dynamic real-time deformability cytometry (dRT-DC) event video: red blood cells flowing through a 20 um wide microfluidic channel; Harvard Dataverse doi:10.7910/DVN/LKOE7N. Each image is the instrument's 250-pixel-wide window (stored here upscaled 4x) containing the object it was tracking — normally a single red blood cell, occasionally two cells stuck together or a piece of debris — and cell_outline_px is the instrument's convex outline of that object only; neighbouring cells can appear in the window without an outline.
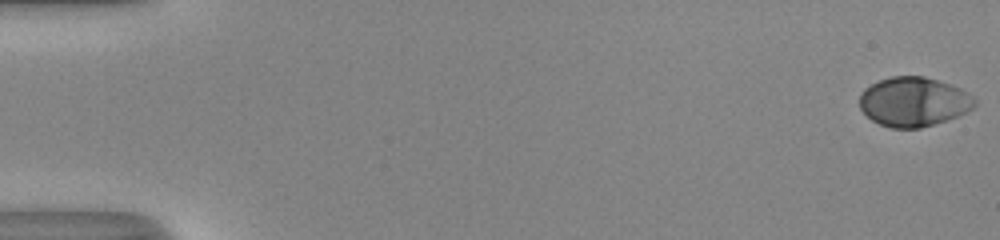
{"species": "human", "species_latin": "Homo sapiens", "temperature_condition": "room temperature", "stored_images_in_passage": 46, "camera_frame_rate_fps": 3000, "um_per_image_px": 0.085, "donor": {"sex": "male"}, "frame": {"image": 1, "passage_image": 1, "time_ms": 0.0, "image_size_px": [1000, 240], "cell_outline_px": [[976, 104], [972, 108], [956, 116], [920, 128], [892, 128], [880, 124], [872, 120], [860, 108], [860, 92], [864, 88], [880, 80], [892, 76], [924, 76], [960, 88], [972, 96], [976, 100]], "centroid_in_image_um": [77.63, 8.64], "position_along_channel_um": 7.4, "area_um2": 32.71}}
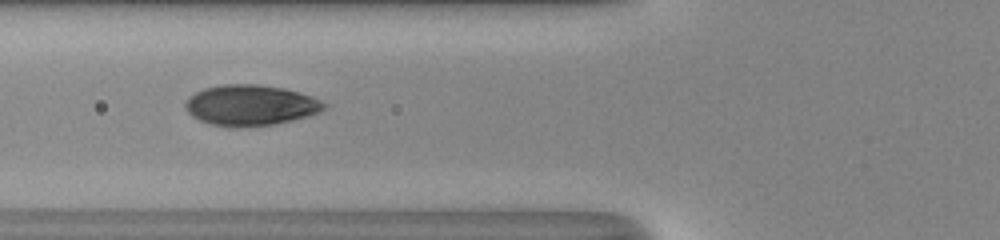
{"frame": {"image": 2, "passage_image": 22, "time_ms": 7.0, "image_size_px": [1000, 240], "cell_outline_px": [[328, 108], [320, 112], [308, 116], [292, 120], [272, 124], [236, 128], [212, 124], [200, 120], [192, 116], [184, 108], [184, 104], [188, 96], [204, 88], [224, 84], [256, 84], [284, 88], [300, 92], [312, 96], [328, 104]], "centroid_in_image_um": [21.31, 8.94], "position_along_channel_um": 104.5, "area_um2": 33.12}}
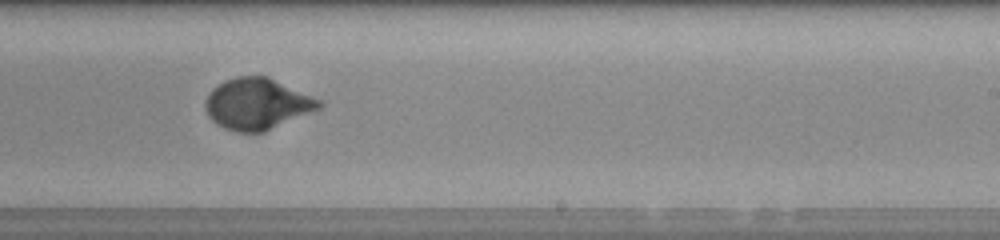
{"frame": {"image": 3, "passage_image": 34, "time_ms": 11.0, "image_size_px": [1000, 240], "cell_outline_px": [[324, 104], [320, 108], [264, 132], [236, 132], [224, 128], [216, 124], [208, 116], [204, 104], [204, 100], [208, 92], [212, 88], [224, 80], [236, 76], [264, 76], [320, 100]], "centroid_in_image_um": [21.78, 8.84], "position_along_channel_um": 267.2, "area_um2": 33.64}, "authors_computed_cell_mechanics": {"area_um2": 32.946, "velocity_mm_per_s": 4.077, "shape_relaxation_time_tau1_ms": 3.1883, "shape_relaxation_time_tau2_ms": null, "deformation_change_tau1": 0.2017, "deformation_change_tau2": null}}